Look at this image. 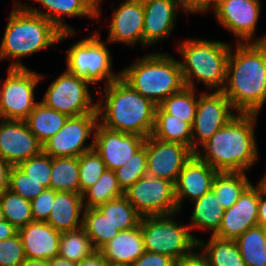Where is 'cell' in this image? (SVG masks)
I'll list each match as a JSON object with an SVG mask.
<instances>
[{
  "label": "cell",
  "instance_id": "obj_1",
  "mask_svg": "<svg viewBox=\"0 0 266 266\" xmlns=\"http://www.w3.org/2000/svg\"><path fill=\"white\" fill-rule=\"evenodd\" d=\"M223 94L236 113L259 114L266 101V42L236 43Z\"/></svg>",
  "mask_w": 266,
  "mask_h": 266
},
{
  "label": "cell",
  "instance_id": "obj_2",
  "mask_svg": "<svg viewBox=\"0 0 266 266\" xmlns=\"http://www.w3.org/2000/svg\"><path fill=\"white\" fill-rule=\"evenodd\" d=\"M257 115L236 113L195 155L217 172H247L259 156L254 130Z\"/></svg>",
  "mask_w": 266,
  "mask_h": 266
},
{
  "label": "cell",
  "instance_id": "obj_3",
  "mask_svg": "<svg viewBox=\"0 0 266 266\" xmlns=\"http://www.w3.org/2000/svg\"><path fill=\"white\" fill-rule=\"evenodd\" d=\"M97 93L105 97L97 102L98 122L102 126L145 138L152 134L157 108L152 100L135 91L121 77Z\"/></svg>",
  "mask_w": 266,
  "mask_h": 266
},
{
  "label": "cell",
  "instance_id": "obj_4",
  "mask_svg": "<svg viewBox=\"0 0 266 266\" xmlns=\"http://www.w3.org/2000/svg\"><path fill=\"white\" fill-rule=\"evenodd\" d=\"M15 4L0 44V61L13 59L8 68H27L16 59L33 55L75 36V31L61 32L51 21L29 11L19 1L16 0Z\"/></svg>",
  "mask_w": 266,
  "mask_h": 266
},
{
  "label": "cell",
  "instance_id": "obj_5",
  "mask_svg": "<svg viewBox=\"0 0 266 266\" xmlns=\"http://www.w3.org/2000/svg\"><path fill=\"white\" fill-rule=\"evenodd\" d=\"M130 65L120 77L156 105L185 87L179 60L167 53L153 52Z\"/></svg>",
  "mask_w": 266,
  "mask_h": 266
},
{
  "label": "cell",
  "instance_id": "obj_6",
  "mask_svg": "<svg viewBox=\"0 0 266 266\" xmlns=\"http://www.w3.org/2000/svg\"><path fill=\"white\" fill-rule=\"evenodd\" d=\"M231 49L230 44L217 40L187 39L179 43L177 50L183 60L179 63L185 86L196 89L193 81L196 77L207 90L223 91Z\"/></svg>",
  "mask_w": 266,
  "mask_h": 266
},
{
  "label": "cell",
  "instance_id": "obj_7",
  "mask_svg": "<svg viewBox=\"0 0 266 266\" xmlns=\"http://www.w3.org/2000/svg\"><path fill=\"white\" fill-rule=\"evenodd\" d=\"M175 215L141 217L146 251L167 255L177 261L198 248V238L191 233L189 225L178 224Z\"/></svg>",
  "mask_w": 266,
  "mask_h": 266
},
{
  "label": "cell",
  "instance_id": "obj_8",
  "mask_svg": "<svg viewBox=\"0 0 266 266\" xmlns=\"http://www.w3.org/2000/svg\"><path fill=\"white\" fill-rule=\"evenodd\" d=\"M98 33L74 43L66 54V70L79 79L94 85L104 80L105 85L120 77L112 71V54L107 41L102 42Z\"/></svg>",
  "mask_w": 266,
  "mask_h": 266
},
{
  "label": "cell",
  "instance_id": "obj_9",
  "mask_svg": "<svg viewBox=\"0 0 266 266\" xmlns=\"http://www.w3.org/2000/svg\"><path fill=\"white\" fill-rule=\"evenodd\" d=\"M44 77L29 68H8L0 83V113L7 120L25 121L34 106L35 88Z\"/></svg>",
  "mask_w": 266,
  "mask_h": 266
},
{
  "label": "cell",
  "instance_id": "obj_10",
  "mask_svg": "<svg viewBox=\"0 0 266 266\" xmlns=\"http://www.w3.org/2000/svg\"><path fill=\"white\" fill-rule=\"evenodd\" d=\"M87 81L64 70L48 86L41 102L68 117L81 116L87 113H98L97 103L89 92Z\"/></svg>",
  "mask_w": 266,
  "mask_h": 266
},
{
  "label": "cell",
  "instance_id": "obj_11",
  "mask_svg": "<svg viewBox=\"0 0 266 266\" xmlns=\"http://www.w3.org/2000/svg\"><path fill=\"white\" fill-rule=\"evenodd\" d=\"M124 196L141 217L178 214L175 184L145 175L124 191Z\"/></svg>",
  "mask_w": 266,
  "mask_h": 266
},
{
  "label": "cell",
  "instance_id": "obj_12",
  "mask_svg": "<svg viewBox=\"0 0 266 266\" xmlns=\"http://www.w3.org/2000/svg\"><path fill=\"white\" fill-rule=\"evenodd\" d=\"M98 123V113H87L81 116L68 117L64 126L51 138L45 141L43 153L57 157H79L93 149V140L85 145L86 139L92 137Z\"/></svg>",
  "mask_w": 266,
  "mask_h": 266
},
{
  "label": "cell",
  "instance_id": "obj_13",
  "mask_svg": "<svg viewBox=\"0 0 266 266\" xmlns=\"http://www.w3.org/2000/svg\"><path fill=\"white\" fill-rule=\"evenodd\" d=\"M198 95L196 115L192 126V151L194 153L201 147L199 145L205 143L236 116L233 113L235 109L222 91H205Z\"/></svg>",
  "mask_w": 266,
  "mask_h": 266
},
{
  "label": "cell",
  "instance_id": "obj_14",
  "mask_svg": "<svg viewBox=\"0 0 266 266\" xmlns=\"http://www.w3.org/2000/svg\"><path fill=\"white\" fill-rule=\"evenodd\" d=\"M260 10L259 0H218L214 12L217 22L234 34L238 43L266 42V35L254 36Z\"/></svg>",
  "mask_w": 266,
  "mask_h": 266
},
{
  "label": "cell",
  "instance_id": "obj_15",
  "mask_svg": "<svg viewBox=\"0 0 266 266\" xmlns=\"http://www.w3.org/2000/svg\"><path fill=\"white\" fill-rule=\"evenodd\" d=\"M195 153L187 146L146 138L147 175L176 183L184 165Z\"/></svg>",
  "mask_w": 266,
  "mask_h": 266
},
{
  "label": "cell",
  "instance_id": "obj_16",
  "mask_svg": "<svg viewBox=\"0 0 266 266\" xmlns=\"http://www.w3.org/2000/svg\"><path fill=\"white\" fill-rule=\"evenodd\" d=\"M93 149L101 157L108 170L115 171L131 159L145 142V137L137 134L115 131L96 125Z\"/></svg>",
  "mask_w": 266,
  "mask_h": 266
},
{
  "label": "cell",
  "instance_id": "obj_17",
  "mask_svg": "<svg viewBox=\"0 0 266 266\" xmlns=\"http://www.w3.org/2000/svg\"><path fill=\"white\" fill-rule=\"evenodd\" d=\"M43 152V145L26 121L4 119L0 125V155L12 166Z\"/></svg>",
  "mask_w": 266,
  "mask_h": 266
},
{
  "label": "cell",
  "instance_id": "obj_18",
  "mask_svg": "<svg viewBox=\"0 0 266 266\" xmlns=\"http://www.w3.org/2000/svg\"><path fill=\"white\" fill-rule=\"evenodd\" d=\"M259 197L260 187L251 183L238 201L231 208L224 210L219 230L214 236L235 240L246 230L258 225Z\"/></svg>",
  "mask_w": 266,
  "mask_h": 266
},
{
  "label": "cell",
  "instance_id": "obj_19",
  "mask_svg": "<svg viewBox=\"0 0 266 266\" xmlns=\"http://www.w3.org/2000/svg\"><path fill=\"white\" fill-rule=\"evenodd\" d=\"M144 6L137 0H124L114 9L110 23L108 43H123L131 47L143 46Z\"/></svg>",
  "mask_w": 266,
  "mask_h": 266
},
{
  "label": "cell",
  "instance_id": "obj_20",
  "mask_svg": "<svg viewBox=\"0 0 266 266\" xmlns=\"http://www.w3.org/2000/svg\"><path fill=\"white\" fill-rule=\"evenodd\" d=\"M143 6V47L148 48L171 35L181 7L179 0H147Z\"/></svg>",
  "mask_w": 266,
  "mask_h": 266
},
{
  "label": "cell",
  "instance_id": "obj_21",
  "mask_svg": "<svg viewBox=\"0 0 266 266\" xmlns=\"http://www.w3.org/2000/svg\"><path fill=\"white\" fill-rule=\"evenodd\" d=\"M217 171L195 154L182 168L175 183V196L179 212L183 200L191 202L209 192Z\"/></svg>",
  "mask_w": 266,
  "mask_h": 266
},
{
  "label": "cell",
  "instance_id": "obj_22",
  "mask_svg": "<svg viewBox=\"0 0 266 266\" xmlns=\"http://www.w3.org/2000/svg\"><path fill=\"white\" fill-rule=\"evenodd\" d=\"M40 3L48 11H41L37 7L23 4L29 11L41 15L51 21L61 32H74V28L67 25L63 17H87L94 19L100 17L99 4L102 0H33ZM63 16V17H62Z\"/></svg>",
  "mask_w": 266,
  "mask_h": 266
},
{
  "label": "cell",
  "instance_id": "obj_23",
  "mask_svg": "<svg viewBox=\"0 0 266 266\" xmlns=\"http://www.w3.org/2000/svg\"><path fill=\"white\" fill-rule=\"evenodd\" d=\"M26 259L51 260L59 254L61 232L47 222L33 221L20 228Z\"/></svg>",
  "mask_w": 266,
  "mask_h": 266
},
{
  "label": "cell",
  "instance_id": "obj_24",
  "mask_svg": "<svg viewBox=\"0 0 266 266\" xmlns=\"http://www.w3.org/2000/svg\"><path fill=\"white\" fill-rule=\"evenodd\" d=\"M140 224L130 230L120 231L99 252L108 263L132 266L145 252Z\"/></svg>",
  "mask_w": 266,
  "mask_h": 266
},
{
  "label": "cell",
  "instance_id": "obj_25",
  "mask_svg": "<svg viewBox=\"0 0 266 266\" xmlns=\"http://www.w3.org/2000/svg\"><path fill=\"white\" fill-rule=\"evenodd\" d=\"M84 209L81 194L57 192L46 222L61 233L78 230L83 226Z\"/></svg>",
  "mask_w": 266,
  "mask_h": 266
},
{
  "label": "cell",
  "instance_id": "obj_26",
  "mask_svg": "<svg viewBox=\"0 0 266 266\" xmlns=\"http://www.w3.org/2000/svg\"><path fill=\"white\" fill-rule=\"evenodd\" d=\"M151 136L162 141L183 144L192 150V126L165 113L158 105Z\"/></svg>",
  "mask_w": 266,
  "mask_h": 266
},
{
  "label": "cell",
  "instance_id": "obj_27",
  "mask_svg": "<svg viewBox=\"0 0 266 266\" xmlns=\"http://www.w3.org/2000/svg\"><path fill=\"white\" fill-rule=\"evenodd\" d=\"M68 116L39 101L25 120L29 130L43 144L54 136L65 124Z\"/></svg>",
  "mask_w": 266,
  "mask_h": 266
},
{
  "label": "cell",
  "instance_id": "obj_28",
  "mask_svg": "<svg viewBox=\"0 0 266 266\" xmlns=\"http://www.w3.org/2000/svg\"><path fill=\"white\" fill-rule=\"evenodd\" d=\"M192 202L194 209L189 225L190 230L197 228L205 231L206 229L210 230L209 232L212 231V236H214L218 232L223 218L222 204H219L212 190Z\"/></svg>",
  "mask_w": 266,
  "mask_h": 266
},
{
  "label": "cell",
  "instance_id": "obj_29",
  "mask_svg": "<svg viewBox=\"0 0 266 266\" xmlns=\"http://www.w3.org/2000/svg\"><path fill=\"white\" fill-rule=\"evenodd\" d=\"M200 250L208 260L209 266H246L235 240L211 236L209 241L198 239Z\"/></svg>",
  "mask_w": 266,
  "mask_h": 266
},
{
  "label": "cell",
  "instance_id": "obj_30",
  "mask_svg": "<svg viewBox=\"0 0 266 266\" xmlns=\"http://www.w3.org/2000/svg\"><path fill=\"white\" fill-rule=\"evenodd\" d=\"M251 184L245 172H217L211 190L217 197L222 210L231 208L244 190Z\"/></svg>",
  "mask_w": 266,
  "mask_h": 266
},
{
  "label": "cell",
  "instance_id": "obj_31",
  "mask_svg": "<svg viewBox=\"0 0 266 266\" xmlns=\"http://www.w3.org/2000/svg\"><path fill=\"white\" fill-rule=\"evenodd\" d=\"M50 188L80 194L79 157L52 158Z\"/></svg>",
  "mask_w": 266,
  "mask_h": 266
},
{
  "label": "cell",
  "instance_id": "obj_32",
  "mask_svg": "<svg viewBox=\"0 0 266 266\" xmlns=\"http://www.w3.org/2000/svg\"><path fill=\"white\" fill-rule=\"evenodd\" d=\"M246 266H266V228L256 225L235 239Z\"/></svg>",
  "mask_w": 266,
  "mask_h": 266
},
{
  "label": "cell",
  "instance_id": "obj_33",
  "mask_svg": "<svg viewBox=\"0 0 266 266\" xmlns=\"http://www.w3.org/2000/svg\"><path fill=\"white\" fill-rule=\"evenodd\" d=\"M82 228L90 237L97 251L120 232L97 208L84 209Z\"/></svg>",
  "mask_w": 266,
  "mask_h": 266
},
{
  "label": "cell",
  "instance_id": "obj_34",
  "mask_svg": "<svg viewBox=\"0 0 266 266\" xmlns=\"http://www.w3.org/2000/svg\"><path fill=\"white\" fill-rule=\"evenodd\" d=\"M123 195L115 171L106 169L99 180L82 194L83 205L84 208H96Z\"/></svg>",
  "mask_w": 266,
  "mask_h": 266
},
{
  "label": "cell",
  "instance_id": "obj_35",
  "mask_svg": "<svg viewBox=\"0 0 266 266\" xmlns=\"http://www.w3.org/2000/svg\"><path fill=\"white\" fill-rule=\"evenodd\" d=\"M96 251L90 237L83 228L61 233L59 257L78 263L93 255Z\"/></svg>",
  "mask_w": 266,
  "mask_h": 266
},
{
  "label": "cell",
  "instance_id": "obj_36",
  "mask_svg": "<svg viewBox=\"0 0 266 266\" xmlns=\"http://www.w3.org/2000/svg\"><path fill=\"white\" fill-rule=\"evenodd\" d=\"M0 212L18 230L34 221L31 202L9 189L0 194Z\"/></svg>",
  "mask_w": 266,
  "mask_h": 266
},
{
  "label": "cell",
  "instance_id": "obj_37",
  "mask_svg": "<svg viewBox=\"0 0 266 266\" xmlns=\"http://www.w3.org/2000/svg\"><path fill=\"white\" fill-rule=\"evenodd\" d=\"M197 90L184 87L181 91L170 95L158 106L167 114L174 115L193 126L198 104Z\"/></svg>",
  "mask_w": 266,
  "mask_h": 266
},
{
  "label": "cell",
  "instance_id": "obj_38",
  "mask_svg": "<svg viewBox=\"0 0 266 266\" xmlns=\"http://www.w3.org/2000/svg\"><path fill=\"white\" fill-rule=\"evenodd\" d=\"M96 208L120 231L130 230L140 224L141 216L124 195Z\"/></svg>",
  "mask_w": 266,
  "mask_h": 266
},
{
  "label": "cell",
  "instance_id": "obj_39",
  "mask_svg": "<svg viewBox=\"0 0 266 266\" xmlns=\"http://www.w3.org/2000/svg\"><path fill=\"white\" fill-rule=\"evenodd\" d=\"M115 174L123 191L147 175L146 139L144 145L133 154L131 159L115 170Z\"/></svg>",
  "mask_w": 266,
  "mask_h": 266
},
{
  "label": "cell",
  "instance_id": "obj_40",
  "mask_svg": "<svg viewBox=\"0 0 266 266\" xmlns=\"http://www.w3.org/2000/svg\"><path fill=\"white\" fill-rule=\"evenodd\" d=\"M106 165L94 149L79 156V184L82 195L105 172Z\"/></svg>",
  "mask_w": 266,
  "mask_h": 266
},
{
  "label": "cell",
  "instance_id": "obj_41",
  "mask_svg": "<svg viewBox=\"0 0 266 266\" xmlns=\"http://www.w3.org/2000/svg\"><path fill=\"white\" fill-rule=\"evenodd\" d=\"M46 187L41 182L31 179L18 166H13L10 171L9 190L29 201L36 198Z\"/></svg>",
  "mask_w": 266,
  "mask_h": 266
},
{
  "label": "cell",
  "instance_id": "obj_42",
  "mask_svg": "<svg viewBox=\"0 0 266 266\" xmlns=\"http://www.w3.org/2000/svg\"><path fill=\"white\" fill-rule=\"evenodd\" d=\"M18 167L31 179L41 182L46 188H50L52 157L43 152L35 157L21 162Z\"/></svg>",
  "mask_w": 266,
  "mask_h": 266
},
{
  "label": "cell",
  "instance_id": "obj_43",
  "mask_svg": "<svg viewBox=\"0 0 266 266\" xmlns=\"http://www.w3.org/2000/svg\"><path fill=\"white\" fill-rule=\"evenodd\" d=\"M26 260L19 233L0 241V266H20Z\"/></svg>",
  "mask_w": 266,
  "mask_h": 266
},
{
  "label": "cell",
  "instance_id": "obj_44",
  "mask_svg": "<svg viewBox=\"0 0 266 266\" xmlns=\"http://www.w3.org/2000/svg\"><path fill=\"white\" fill-rule=\"evenodd\" d=\"M56 194L57 191L46 188L30 201L34 221L46 222L48 220Z\"/></svg>",
  "mask_w": 266,
  "mask_h": 266
},
{
  "label": "cell",
  "instance_id": "obj_45",
  "mask_svg": "<svg viewBox=\"0 0 266 266\" xmlns=\"http://www.w3.org/2000/svg\"><path fill=\"white\" fill-rule=\"evenodd\" d=\"M132 266H176V261L167 255L145 251Z\"/></svg>",
  "mask_w": 266,
  "mask_h": 266
},
{
  "label": "cell",
  "instance_id": "obj_46",
  "mask_svg": "<svg viewBox=\"0 0 266 266\" xmlns=\"http://www.w3.org/2000/svg\"><path fill=\"white\" fill-rule=\"evenodd\" d=\"M217 3L218 0H179L180 7L185 14L202 13L204 15L211 8L214 12Z\"/></svg>",
  "mask_w": 266,
  "mask_h": 266
},
{
  "label": "cell",
  "instance_id": "obj_47",
  "mask_svg": "<svg viewBox=\"0 0 266 266\" xmlns=\"http://www.w3.org/2000/svg\"><path fill=\"white\" fill-rule=\"evenodd\" d=\"M176 266H209L208 260L202 252L193 251L176 261Z\"/></svg>",
  "mask_w": 266,
  "mask_h": 266
},
{
  "label": "cell",
  "instance_id": "obj_48",
  "mask_svg": "<svg viewBox=\"0 0 266 266\" xmlns=\"http://www.w3.org/2000/svg\"><path fill=\"white\" fill-rule=\"evenodd\" d=\"M13 166L0 155V194L9 189L10 171Z\"/></svg>",
  "mask_w": 266,
  "mask_h": 266
},
{
  "label": "cell",
  "instance_id": "obj_49",
  "mask_svg": "<svg viewBox=\"0 0 266 266\" xmlns=\"http://www.w3.org/2000/svg\"><path fill=\"white\" fill-rule=\"evenodd\" d=\"M106 264L107 261L104 256L99 251H96L93 255L76 263V266H106Z\"/></svg>",
  "mask_w": 266,
  "mask_h": 266
},
{
  "label": "cell",
  "instance_id": "obj_50",
  "mask_svg": "<svg viewBox=\"0 0 266 266\" xmlns=\"http://www.w3.org/2000/svg\"><path fill=\"white\" fill-rule=\"evenodd\" d=\"M18 233L16 229L9 221L0 218V241L11 238Z\"/></svg>",
  "mask_w": 266,
  "mask_h": 266
},
{
  "label": "cell",
  "instance_id": "obj_51",
  "mask_svg": "<svg viewBox=\"0 0 266 266\" xmlns=\"http://www.w3.org/2000/svg\"><path fill=\"white\" fill-rule=\"evenodd\" d=\"M258 225L266 228V194L261 189L258 204Z\"/></svg>",
  "mask_w": 266,
  "mask_h": 266
},
{
  "label": "cell",
  "instance_id": "obj_52",
  "mask_svg": "<svg viewBox=\"0 0 266 266\" xmlns=\"http://www.w3.org/2000/svg\"><path fill=\"white\" fill-rule=\"evenodd\" d=\"M48 266H76V263L57 256L48 260Z\"/></svg>",
  "mask_w": 266,
  "mask_h": 266
},
{
  "label": "cell",
  "instance_id": "obj_53",
  "mask_svg": "<svg viewBox=\"0 0 266 266\" xmlns=\"http://www.w3.org/2000/svg\"><path fill=\"white\" fill-rule=\"evenodd\" d=\"M20 266H48V260L26 259Z\"/></svg>",
  "mask_w": 266,
  "mask_h": 266
},
{
  "label": "cell",
  "instance_id": "obj_54",
  "mask_svg": "<svg viewBox=\"0 0 266 266\" xmlns=\"http://www.w3.org/2000/svg\"><path fill=\"white\" fill-rule=\"evenodd\" d=\"M263 176H264V177H262V178L258 181L257 185L260 187L261 191H262L263 193L266 194V173H265V175H263Z\"/></svg>",
  "mask_w": 266,
  "mask_h": 266
},
{
  "label": "cell",
  "instance_id": "obj_55",
  "mask_svg": "<svg viewBox=\"0 0 266 266\" xmlns=\"http://www.w3.org/2000/svg\"><path fill=\"white\" fill-rule=\"evenodd\" d=\"M106 266H126V265L112 264L107 262Z\"/></svg>",
  "mask_w": 266,
  "mask_h": 266
},
{
  "label": "cell",
  "instance_id": "obj_56",
  "mask_svg": "<svg viewBox=\"0 0 266 266\" xmlns=\"http://www.w3.org/2000/svg\"><path fill=\"white\" fill-rule=\"evenodd\" d=\"M3 120H4V118H3L2 114L0 113V125L3 122Z\"/></svg>",
  "mask_w": 266,
  "mask_h": 266
}]
</instances>
